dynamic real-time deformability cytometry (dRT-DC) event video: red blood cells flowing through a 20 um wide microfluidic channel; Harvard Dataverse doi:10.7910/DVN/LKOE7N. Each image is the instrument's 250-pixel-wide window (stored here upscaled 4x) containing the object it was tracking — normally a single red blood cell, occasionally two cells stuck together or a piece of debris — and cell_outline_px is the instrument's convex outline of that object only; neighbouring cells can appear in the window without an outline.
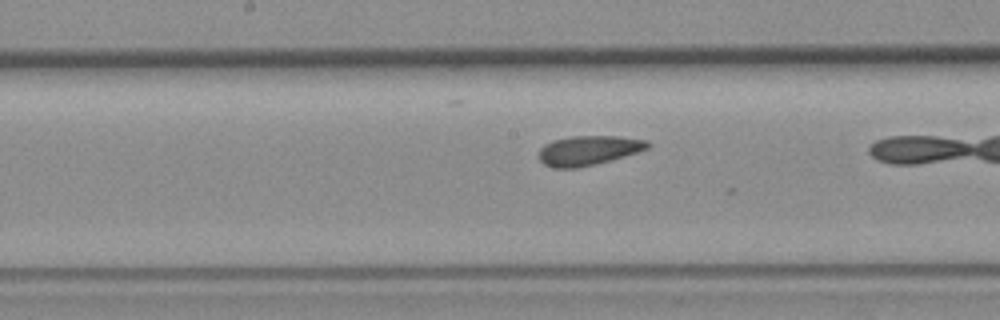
{"species": "common noctule bat (a hibernating species)", "species_latin": "Nyctalus noctula", "temperature_condition": "room temperature", "stored_images_in_passage": 14, "camera_frame_rate_fps": 3000, "um_per_image_px": 0.085, "animal": {"sex": "female", "body_mass_g": 19.3, "forearm_length_mm": 54.1}, "frame": {"image": 1, "passage_image": 13, "time_ms": 4.0, "image_size_px": [1000, 320], "cell_outline_px": [[652, 144], [648, 148], [624, 156], [596, 164], [576, 168], [556, 168], [544, 164], [540, 160], [540, 148], [544, 144], [552, 140], [572, 136], [616, 136], [648, 140]], "centroid_in_image_um": [50.02, 12.77], "position_along_channel_um": 198.2, "area_um2": 18.67}}